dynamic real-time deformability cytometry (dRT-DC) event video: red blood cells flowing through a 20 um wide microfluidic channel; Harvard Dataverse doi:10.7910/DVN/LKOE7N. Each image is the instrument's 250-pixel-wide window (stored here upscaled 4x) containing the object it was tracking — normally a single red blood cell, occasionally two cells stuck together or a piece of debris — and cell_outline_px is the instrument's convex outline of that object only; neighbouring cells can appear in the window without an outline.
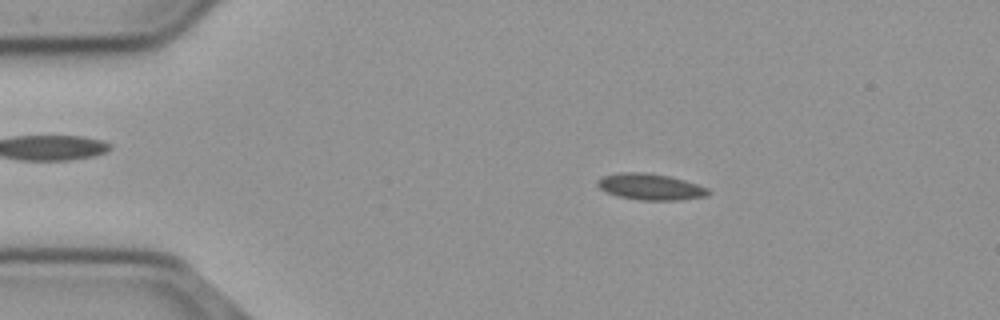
{"species": "common noctule bat (a hibernating species)", "species_latin": "Nyctalus noctula", "temperature_condition": "cold", "stored_images_in_passage": 52, "camera_frame_rate_fps": 3000, "um_per_image_px": 0.085, "animal": {"sex": "male", "body_mass_g": 23.1, "forearm_length_mm": 52.7}, "frame": {"image": 1, "passage_image": 7, "time_ms": 2.0, "image_size_px": [1000, 320], "cell_outline_px": [[712, 192], [704, 196], [680, 200], [640, 200], [620, 196], [608, 192], [600, 188], [596, 184], [596, 180], [604, 176], [620, 172], [644, 172], [668, 176], [684, 180], [708, 188]], "centroid_in_image_um": [55.28, 15.87], "position_along_channel_um": 29.7, "area_um2": 16.76}}
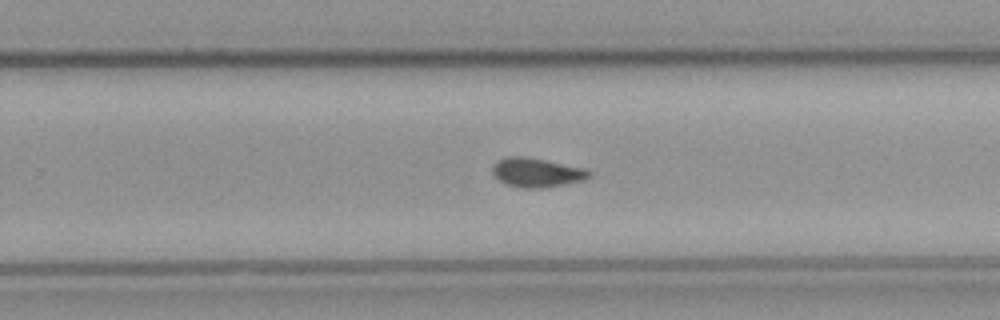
{"frame": {"image": 2, "passage_image": 32, "time_ms": 10.333, "image_size_px": [1000, 320], "cell_outline_px": [[592, 176], [584, 180], [544, 188], [524, 188], [504, 184], [492, 172], [492, 164], [496, 160], [508, 156], [524, 156], [584, 168], [592, 172]], "centroid_in_image_um": [45.6, 14.66], "position_along_channel_um": 284.2, "area_um2": 16.47}}
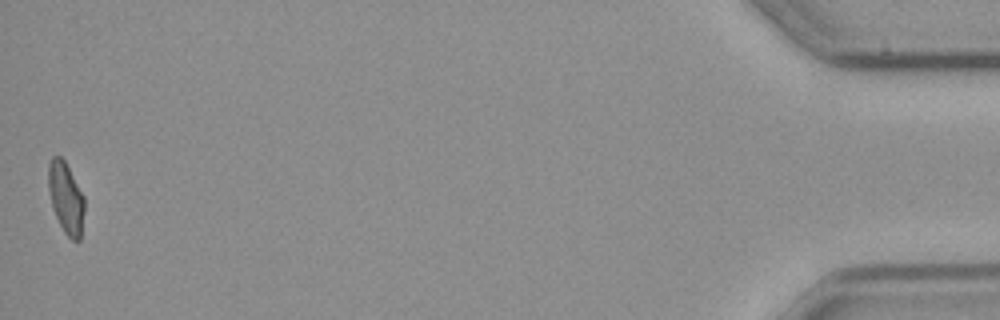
{"frame": {"image": 3, "passage_image": 52, "time_ms": 17.0, "image_size_px": [1000, 320], "cell_outline_px": [[84, 212], [80, 240], [72, 240], [64, 232], [52, 208], [48, 188], [48, 164], [52, 156], [60, 156], [64, 160], [84, 196]], "centroid_in_image_um": [5.59, 16.81], "position_along_channel_um": 429.6, "area_um2": 14.91}, "authors_computed_cell_mechanics": {"area_um2": 15.8372, "velocity_mm_per_s": 3.6989, "shape_relaxation_time_tau1_ms": null, "shape_relaxation_time_tau2_ms": 3.442, "deformation_change_tau1": null, "deformation_change_tau2": 0.0521}}